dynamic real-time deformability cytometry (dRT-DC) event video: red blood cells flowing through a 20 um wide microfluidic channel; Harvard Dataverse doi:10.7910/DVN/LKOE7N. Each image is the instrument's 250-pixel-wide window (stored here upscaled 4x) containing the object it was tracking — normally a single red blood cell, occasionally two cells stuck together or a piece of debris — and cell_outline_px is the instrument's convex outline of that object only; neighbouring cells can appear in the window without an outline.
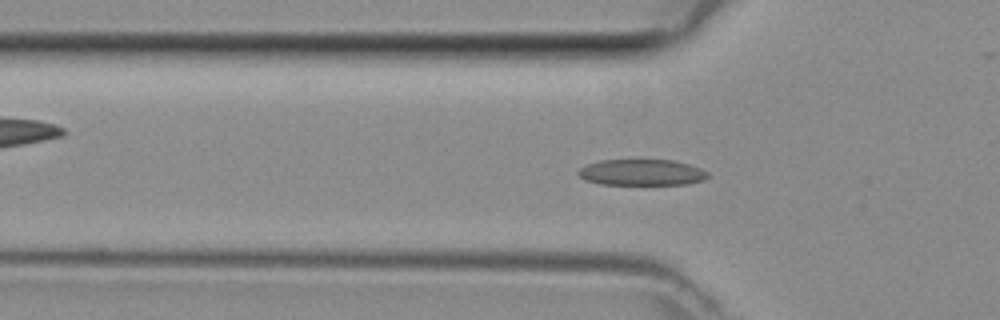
{"species": "common noctule bat (a hibernating species)", "species_latin": "Nyctalus noctula", "temperature_condition": "room temperature", "stored_images_in_passage": 42, "camera_frame_rate_fps": 3000, "um_per_image_px": 0.085, "animal": {"sex": "female", "body_mass_g": 29.2, "forearm_length_mm": 56.3}, "frame": {"image": 1, "passage_image": 9, "time_ms": 2.667, "image_size_px": [1000, 320], "cell_outline_px": [[708, 176], [704, 180], [688, 184], [600, 184], [584, 180], [576, 172], [580, 168], [588, 164], [600, 160], [672, 160], [688, 164], [700, 168], [708, 172]], "centroid_in_image_um": [54.53, 14.65], "position_along_channel_um": 71.3, "area_um2": 19.65}}
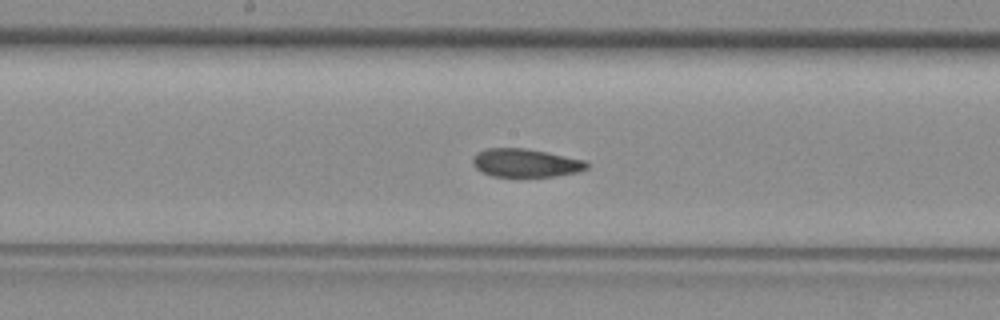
{"frame": {"image": 2, "passage_image": 18, "time_ms": 5.667, "image_size_px": [1000, 320], "cell_outline_px": [[588, 168], [576, 172], [556, 176], [492, 176], [476, 168], [472, 164], [472, 156], [476, 152], [488, 148], [524, 148], [548, 152], [584, 160], [588, 164]], "centroid_in_image_um": [44.65, 13.83], "position_along_channel_um": 203.6, "area_um2": 18.73}}
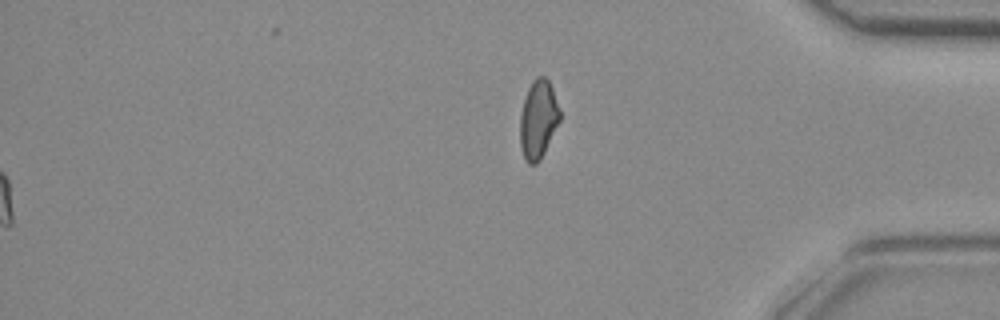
{"frame": {"image": 3, "passage_image": 42, "time_ms": 13.667, "image_size_px": [1000, 320], "cell_outline_px": [[560, 120], [540, 160], [536, 164], [528, 164], [524, 156], [520, 144], [520, 116], [524, 100], [528, 88], [532, 80], [536, 76], [544, 76], [548, 80], [552, 88], [560, 108]], "centroid_in_image_um": [45.75, 10.13], "position_along_channel_um": 389.5, "area_um2": 18.09}}